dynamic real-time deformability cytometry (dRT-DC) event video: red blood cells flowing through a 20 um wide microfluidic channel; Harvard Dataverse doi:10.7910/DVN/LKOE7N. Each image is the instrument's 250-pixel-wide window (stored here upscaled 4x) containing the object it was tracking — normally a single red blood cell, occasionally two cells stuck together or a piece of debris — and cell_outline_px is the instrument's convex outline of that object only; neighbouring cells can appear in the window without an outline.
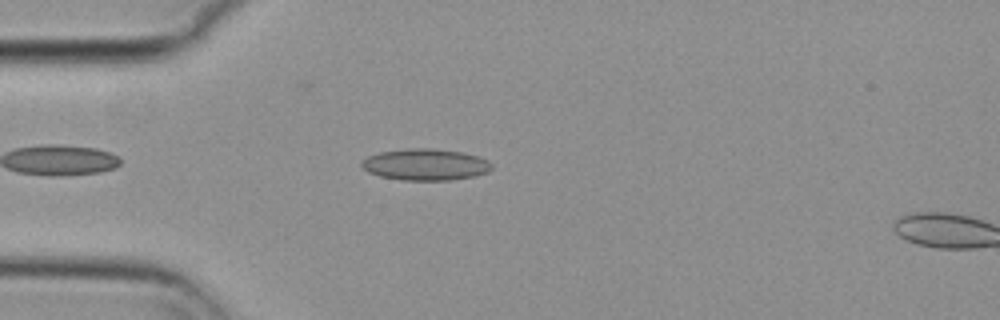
{"species": "common noctule bat (a hibernating species)", "species_latin": "Nyctalus noctula", "temperature_condition": "cold", "stored_images_in_passage": 7, "camera_frame_rate_fps": 3000, "um_per_image_px": 0.085, "animal": {"sex": "female", "body_mass_g": 29.2, "forearm_length_mm": 56.3}, "frame": {"image": 1, "passage_image": 5, "time_ms": 1.333, "image_size_px": [1000, 320], "cell_outline_px": [[492, 168], [488, 172], [476, 176], [452, 180], [404, 180], [380, 176], [368, 172], [360, 164], [368, 156], [380, 152], [412, 148], [428, 148], [460, 152], [476, 156], [488, 160], [492, 164]], "centroid_in_image_um": [36.18, 14.0], "position_along_channel_um": 48.8, "area_um2": 23.7}}